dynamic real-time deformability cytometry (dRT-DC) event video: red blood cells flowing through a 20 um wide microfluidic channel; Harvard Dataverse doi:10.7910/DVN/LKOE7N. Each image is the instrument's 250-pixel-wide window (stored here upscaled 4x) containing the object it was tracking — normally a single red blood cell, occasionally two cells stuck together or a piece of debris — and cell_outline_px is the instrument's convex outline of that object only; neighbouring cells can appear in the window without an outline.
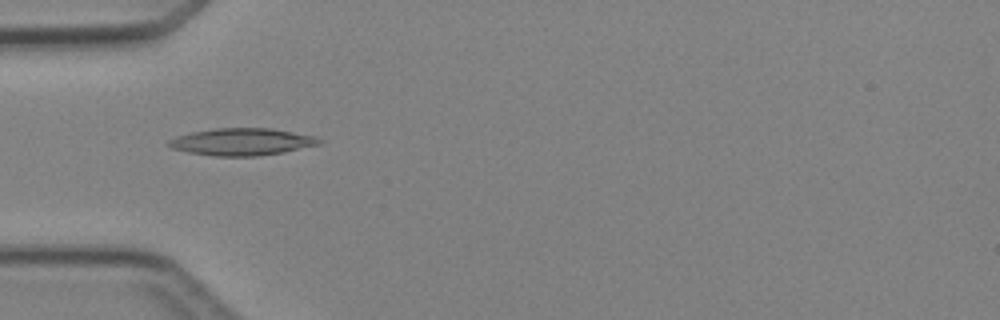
{"species": "Egyptian fruit bat (a non-hibernating species)", "species_latin": "Rousettus aegyptiacus", "temperature_condition": "cold", "stored_images_in_passage": 6, "camera_frame_rate_fps": 3000, "um_per_image_px": 0.085, "animal": {"sex": "female"}, "frame": {"image": 1, "passage_image": 5, "time_ms": 4.667, "image_size_px": [1000, 320], "cell_outline_px": [[324, 140], [320, 144], [284, 152], [260, 156], [212, 156], [188, 152], [172, 148], [168, 144], [168, 140], [176, 136], [192, 132], [216, 128], [272, 128], [316, 136]], "centroid_in_image_um": [20.59, 12.05], "position_along_channel_um": 64.4, "area_um2": 23.93}}
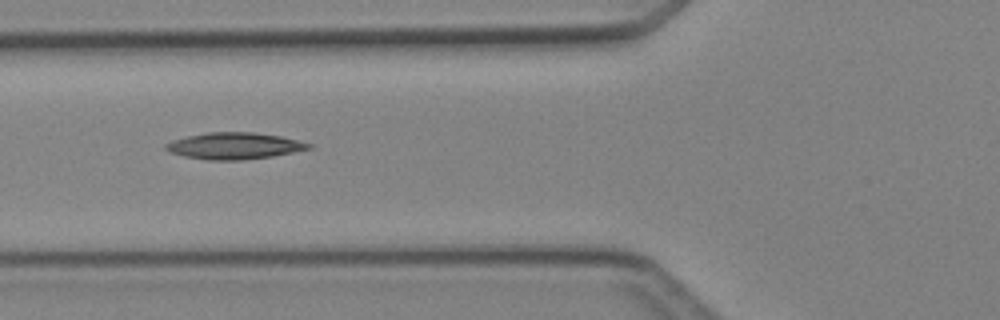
{"frame": {"image": 2, "passage_image": 6, "time_ms": 5.667, "image_size_px": [1000, 320], "cell_outline_px": [[312, 148], [272, 156], [240, 160], [208, 160], [184, 156], [168, 152], [164, 148], [164, 144], [172, 140], [188, 136], [208, 132], [252, 132], [280, 136], [312, 144]], "centroid_in_image_um": [19.87, 12.4], "position_along_channel_um": 105.9, "area_um2": 22.02}}